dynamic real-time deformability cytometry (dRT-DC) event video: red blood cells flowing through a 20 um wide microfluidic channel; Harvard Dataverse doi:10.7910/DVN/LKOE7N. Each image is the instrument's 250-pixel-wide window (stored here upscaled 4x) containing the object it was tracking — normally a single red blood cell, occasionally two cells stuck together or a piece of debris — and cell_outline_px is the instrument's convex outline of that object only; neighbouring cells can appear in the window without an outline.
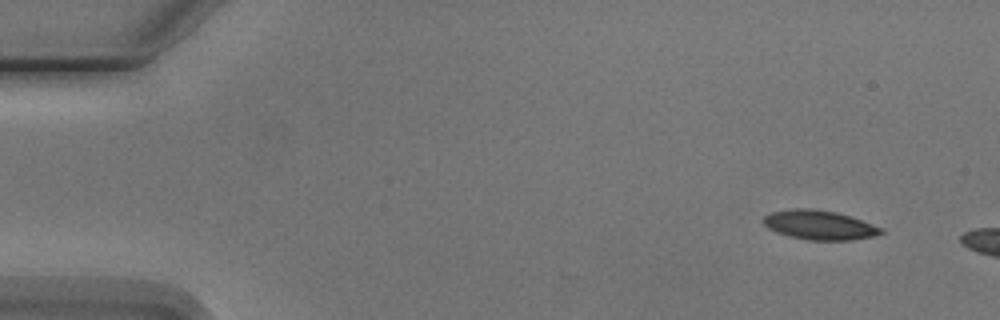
{"species": "Egyptian fruit bat (a non-hibernating species)", "species_latin": "Rousettus aegyptiacus", "temperature_condition": "cold", "stored_images_in_passage": 4, "camera_frame_rate_fps": 3000, "um_per_image_px": 0.085, "animal": {"sex": "male"}, "frame": {"image": 1, "passage_image": 2, "time_ms": 1.333, "image_size_px": [1000, 320], "cell_outline_px": [[884, 232], [876, 236], [852, 240], [808, 240], [788, 236], [776, 232], [768, 228], [760, 220], [764, 216], [772, 212], [792, 208], [812, 208], [836, 212], [872, 224], [880, 228]], "centroid_in_image_um": [69.6, 19.13], "position_along_channel_um": 15.4, "area_um2": 20.11}}